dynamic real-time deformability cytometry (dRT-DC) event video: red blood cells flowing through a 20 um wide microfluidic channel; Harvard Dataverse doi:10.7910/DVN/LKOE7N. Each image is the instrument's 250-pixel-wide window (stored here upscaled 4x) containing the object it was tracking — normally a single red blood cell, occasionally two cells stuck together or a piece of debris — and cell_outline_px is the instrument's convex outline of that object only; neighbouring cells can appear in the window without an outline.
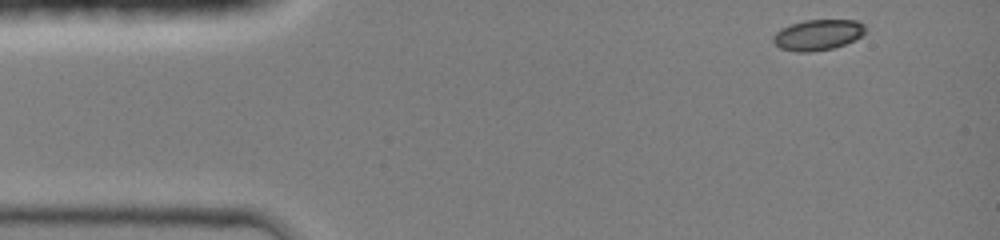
{"species": "common noctule bat (a hibernating species)", "species_latin": "Nyctalus noctula", "temperature_condition": "room temperature", "stored_images_in_passage": 39, "camera_frame_rate_fps": 3000, "um_per_image_px": 0.085, "animal": {"sex": "female", "body_mass_g": 19.0, "forearm_length_mm": 51.5}, "frame": {"image": 1, "passage_image": 1, "time_ms": 0.0, "image_size_px": [1000, 240], "cell_outline_px": [[864, 32], [860, 36], [844, 44], [832, 48], [808, 52], [796, 52], [780, 48], [772, 40], [772, 36], [780, 28], [804, 20], [856, 20], [864, 24]], "centroid_in_image_um": [69.47, 2.96], "position_along_channel_um": 15.5, "area_um2": 16.3}}
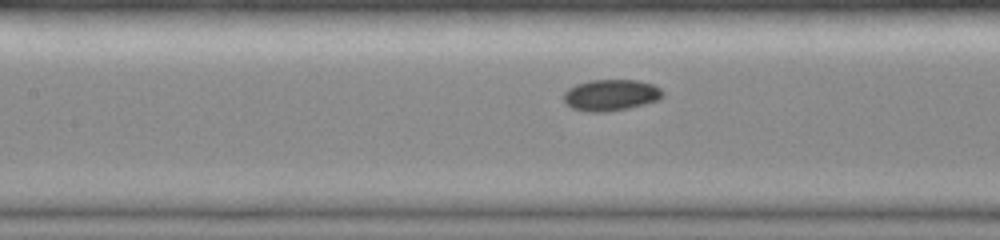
{"frame": {"image": 2, "passage_image": 17, "time_ms": 5.333, "image_size_px": [1000, 240], "cell_outline_px": [[664, 96], [660, 100], [628, 108], [608, 112], [588, 112], [572, 108], [564, 104], [564, 92], [568, 88], [576, 84], [588, 80], [636, 80], [652, 84], [660, 88], [664, 92]], "centroid_in_image_um": [51.92, 8.09], "position_along_channel_um": 155.5, "area_um2": 18.32}}
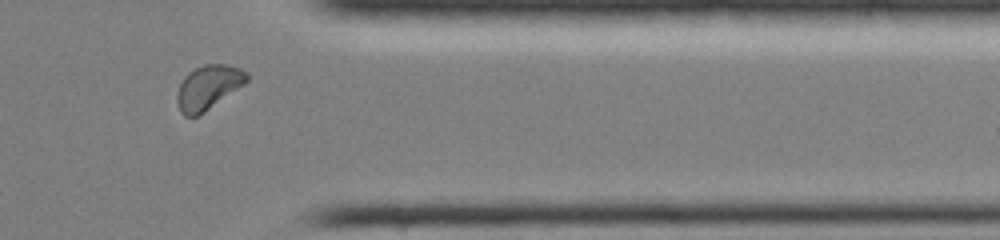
{"frame": {"image": 3, "passage_image": 34, "time_ms": 11.0, "image_size_px": [1000, 240], "cell_outline_px": [[248, 80], [244, 84], [200, 116], [184, 116], [180, 112], [176, 100], [176, 96], [180, 84], [184, 76], [188, 72], [204, 64], [224, 64], [240, 68], [248, 72]], "centroid_in_image_um": [17.69, 7.43], "position_along_channel_um": 393.7, "area_um2": 18.09}, "authors_computed_cell_mechanics": {"area_um2": 17.5134, "velocity_mm_per_s": 4.2371, "shape_relaxation_time_tau1_ms": 4.5653, "shape_relaxation_time_tau2_ms": null, "deformation_change_tau1": 0.0818, "deformation_change_tau2": null}}